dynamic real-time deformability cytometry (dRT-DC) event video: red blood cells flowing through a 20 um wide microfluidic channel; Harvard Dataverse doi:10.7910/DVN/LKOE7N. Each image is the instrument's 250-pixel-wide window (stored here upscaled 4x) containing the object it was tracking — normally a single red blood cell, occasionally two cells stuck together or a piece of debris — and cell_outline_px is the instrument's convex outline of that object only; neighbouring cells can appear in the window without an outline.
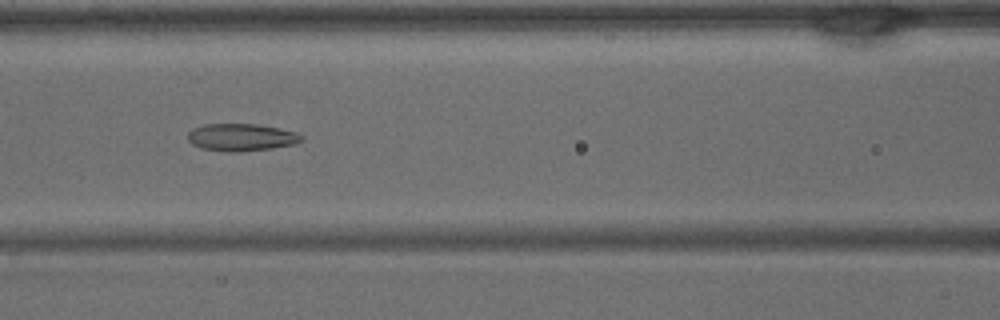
{"species": "common noctule bat (a hibernating species)", "species_latin": "Nyctalus noctula", "temperature_condition": "warm", "stored_images_in_passage": 41, "camera_frame_rate_fps": 3000, "um_per_image_px": 0.085, "animal": {"sex": "male", "body_mass_g": 15.6}, "frame": {"image": 1, "passage_image": 18, "time_ms": 5.667, "image_size_px": [1000, 320], "cell_outline_px": [[304, 140], [296, 144], [272, 148], [240, 152], [228, 152], [200, 148], [192, 144], [188, 140], [188, 132], [192, 128], [204, 124], [256, 124], [280, 128], [296, 132], [304, 136]], "centroid_in_image_um": [20.53, 11.67], "position_along_channel_um": 146.1, "area_um2": 18.38}}
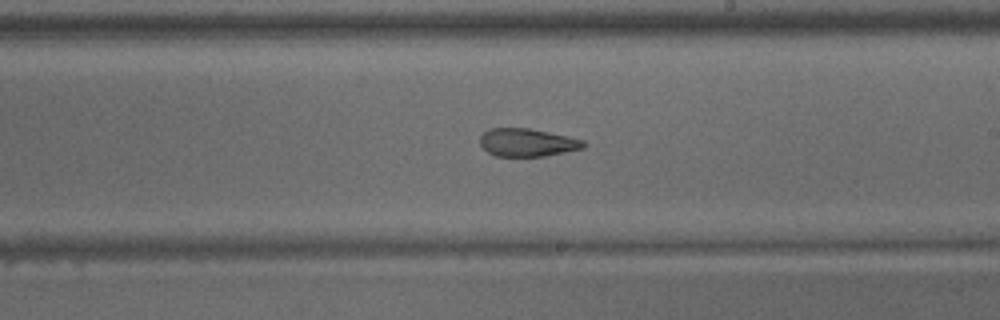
{"frame": {"image": 2, "passage_image": 24, "time_ms": 7.667, "image_size_px": [1000, 320], "cell_outline_px": [[588, 144], [584, 148], [544, 156], [496, 156], [488, 152], [480, 144], [480, 136], [488, 128], [528, 128], [568, 136], [584, 140]], "centroid_in_image_um": [44.83, 12.11], "position_along_channel_um": 244.2, "area_um2": 16.88}}
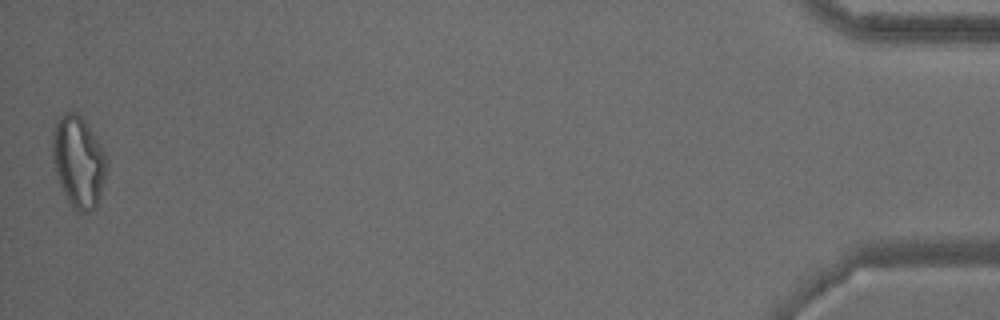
{"frame": {"image": 3, "passage_image": 41, "time_ms": 13.333, "image_size_px": [1000, 320], "cell_outline_px": [[108, 164], [100, 196], [96, 204], [88, 212], [80, 212], [68, 200], [64, 192], [56, 172], [52, 156], [52, 132], [56, 120], [68, 108], [76, 112], [84, 120], [96, 136], [108, 156]], "centroid_in_image_um": [6.68, 13.65], "position_along_channel_um": 428.5, "area_um2": 28.9}}